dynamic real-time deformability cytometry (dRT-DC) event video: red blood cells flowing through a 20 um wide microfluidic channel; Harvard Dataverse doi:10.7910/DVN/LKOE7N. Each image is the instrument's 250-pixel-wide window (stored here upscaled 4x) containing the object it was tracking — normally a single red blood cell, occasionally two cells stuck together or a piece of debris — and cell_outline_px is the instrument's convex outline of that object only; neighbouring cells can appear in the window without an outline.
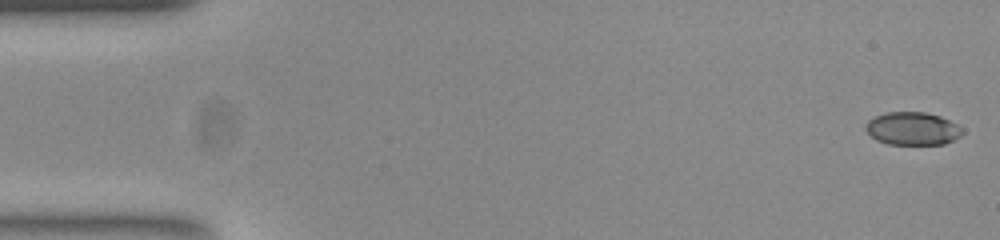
{"species": "common noctule bat (a hibernating species)", "species_latin": "Nyctalus noctula", "temperature_condition": "room temperature", "stored_images_in_passage": 52, "camera_frame_rate_fps": 3000, "um_per_image_px": 0.085, "animal": {"sex": "female", "body_mass_g": 23.0, "forearm_length_mm": 53.4}, "frame": {"image": 1, "passage_image": 1, "time_ms": 0.0, "image_size_px": [1000, 240], "cell_outline_px": [[964, 132], [960, 136], [944, 144], [888, 144], [876, 140], [864, 128], [868, 120], [884, 112], [924, 112], [940, 116], [964, 128]], "centroid_in_image_um": [77.57, 10.93], "position_along_channel_um": 7.4, "area_um2": 18.55}}
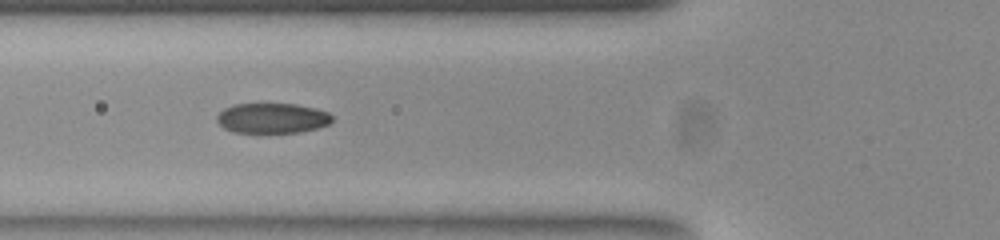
{"frame": {"image": 2, "passage_image": 19, "time_ms": 6.0, "image_size_px": [1000, 240], "cell_outline_px": [[332, 120], [328, 124], [316, 128], [300, 132], [232, 132], [224, 128], [216, 120], [216, 116], [224, 108], [232, 104], [296, 104], [316, 108], [328, 112], [332, 116]], "centroid_in_image_um": [23.12, 10.03], "position_along_channel_um": 102.7, "area_um2": 20.17}}
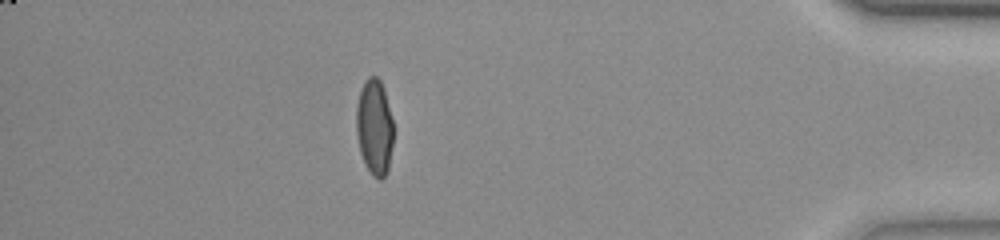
{"frame": {"image": 3, "passage_image": 46, "time_ms": 15.0, "image_size_px": [1000, 240], "cell_outline_px": [[392, 144], [388, 172], [380, 180], [372, 176], [364, 164], [360, 152], [356, 132], [356, 104], [364, 80], [368, 76], [376, 76], [380, 80], [384, 88], [392, 120]], "centroid_in_image_um": [31.81, 10.82], "position_along_channel_um": 403.4, "area_um2": 20.87}, "authors_computed_cell_mechanics": {"area_um2": 20.5479, "velocity_mm_per_s": 3.887, "shape_relaxation_time_tau1_ms": 3.4578, "shape_relaxation_time_tau2_ms": 0.915, "deformation_change_tau1": 0.1653, "deformation_change_tau2": 0.0488}}